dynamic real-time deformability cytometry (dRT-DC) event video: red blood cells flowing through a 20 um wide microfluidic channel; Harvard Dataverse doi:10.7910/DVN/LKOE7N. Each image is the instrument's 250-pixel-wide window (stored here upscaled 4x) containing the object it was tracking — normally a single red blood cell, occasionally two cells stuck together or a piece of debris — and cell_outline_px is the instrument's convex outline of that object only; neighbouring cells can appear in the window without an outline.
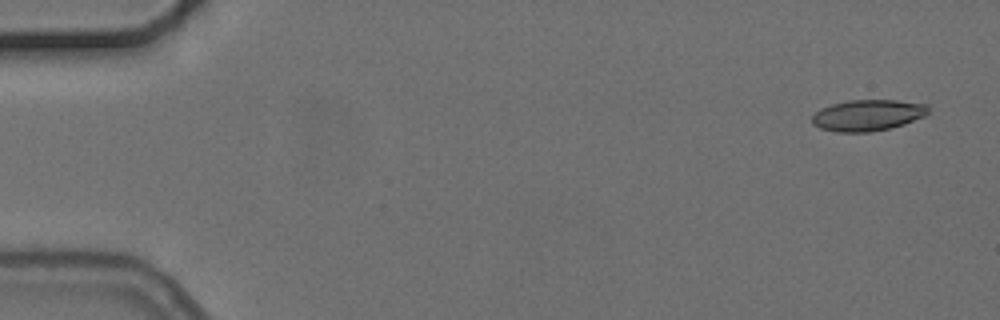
{"species": "common noctule bat (a hibernating species)", "species_latin": "Nyctalus noctula", "temperature_condition": "cold", "stored_images_in_passage": 5, "camera_frame_rate_fps": 3000, "um_per_image_px": 0.085, "animal": {"sex": "female", "body_mass_g": 24.6, "forearm_length_mm": 56.2}, "frame": {"image": 1, "passage_image": 1, "time_ms": 0.0, "image_size_px": [1000, 320], "cell_outline_px": [[928, 112], [924, 116], [904, 124], [872, 132], [836, 132], [820, 128], [812, 124], [812, 116], [820, 108], [832, 104], [848, 100], [896, 100], [928, 104]], "centroid_in_image_um": [73.74, 9.79], "position_along_channel_um": 11.3, "area_um2": 21.15}}
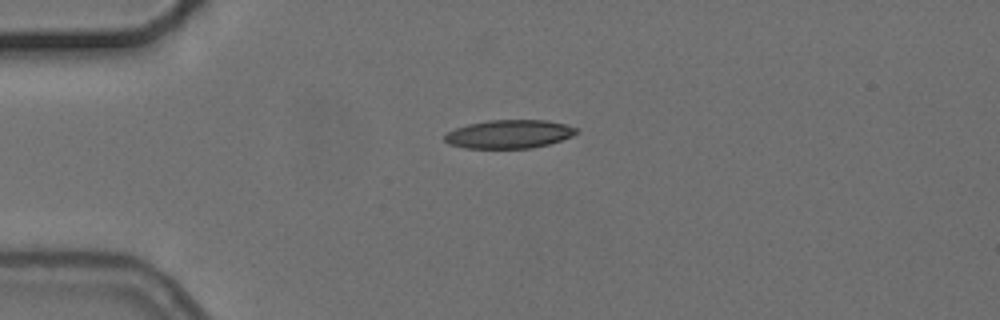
{"frame": {"image": 2, "passage_image": 4, "time_ms": 3.667, "image_size_px": [1000, 320], "cell_outline_px": [[580, 132], [572, 136], [548, 144], [532, 148], [464, 148], [448, 144], [444, 140], [444, 136], [448, 132], [456, 128], [468, 124], [488, 120], [548, 120], [564, 124], [576, 128]], "centroid_in_image_um": [43.27, 11.4], "position_along_channel_um": 41.7, "area_um2": 21.85}}